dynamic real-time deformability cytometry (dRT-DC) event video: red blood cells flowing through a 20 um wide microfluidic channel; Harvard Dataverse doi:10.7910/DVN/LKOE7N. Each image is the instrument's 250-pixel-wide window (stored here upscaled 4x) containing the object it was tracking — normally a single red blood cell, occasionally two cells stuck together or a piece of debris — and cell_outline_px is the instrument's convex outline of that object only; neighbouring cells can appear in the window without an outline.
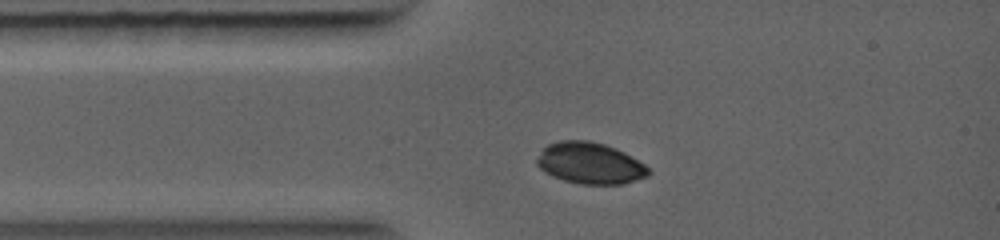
{"species": "common noctule bat (a hibernating species)", "species_latin": "Nyctalus noctula", "temperature_condition": "warm", "stored_images_in_passage": 45, "camera_frame_rate_fps": 5000, "um_per_image_px": 0.085, "animal": {"sex": "female", "body_mass_g": 19.0, "forearm_length_mm": 56.7}, "frame": {"image": 1, "passage_image": 6, "time_ms": 1.0, "image_size_px": [1000, 240], "cell_outline_px": [[652, 172], [648, 176], [624, 184], [580, 184], [564, 180], [552, 176], [544, 172], [536, 164], [536, 160], [540, 152], [548, 144], [560, 140], [588, 140], [604, 144], [616, 148], [624, 152], [644, 164]], "centroid_in_image_um": [50.15, 13.87], "position_along_channel_um": 34.9, "area_um2": 26.99}}
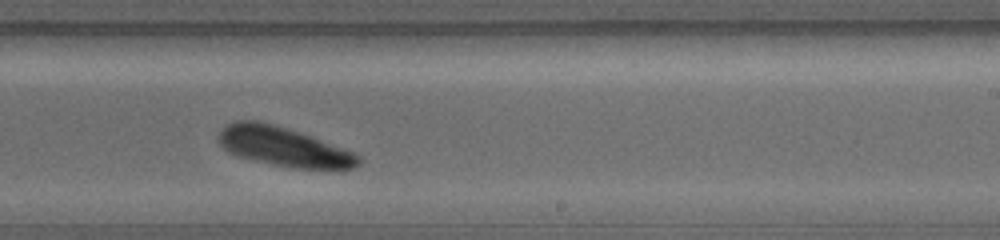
{"frame": {"image": 2, "passage_image": 29, "time_ms": 5.6, "image_size_px": [1000, 240], "cell_outline_px": [[360, 164], [356, 168], [340, 172], [288, 168], [236, 156], [228, 152], [220, 144], [220, 132], [228, 124], [236, 120], [256, 120], [272, 124], [308, 136], [352, 152], [360, 156]], "centroid_in_image_um": [24.17, 12.54], "position_along_channel_um": 264.8, "area_um2": 32.25}}
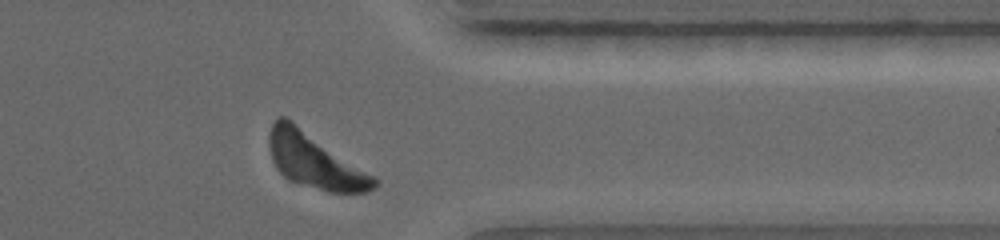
{"frame": {"image": 3, "passage_image": 41, "time_ms": 8.0, "image_size_px": [1000, 240], "cell_outline_px": [[380, 184], [364, 192], [328, 192], [288, 180], [276, 168], [272, 160], [268, 144], [268, 136], [272, 124], [276, 116], [284, 116], [292, 120], [376, 176], [380, 180]], "centroid_in_image_um": [26.76, 13.64], "position_along_channel_um": 384.6, "area_um2": 33.93}}